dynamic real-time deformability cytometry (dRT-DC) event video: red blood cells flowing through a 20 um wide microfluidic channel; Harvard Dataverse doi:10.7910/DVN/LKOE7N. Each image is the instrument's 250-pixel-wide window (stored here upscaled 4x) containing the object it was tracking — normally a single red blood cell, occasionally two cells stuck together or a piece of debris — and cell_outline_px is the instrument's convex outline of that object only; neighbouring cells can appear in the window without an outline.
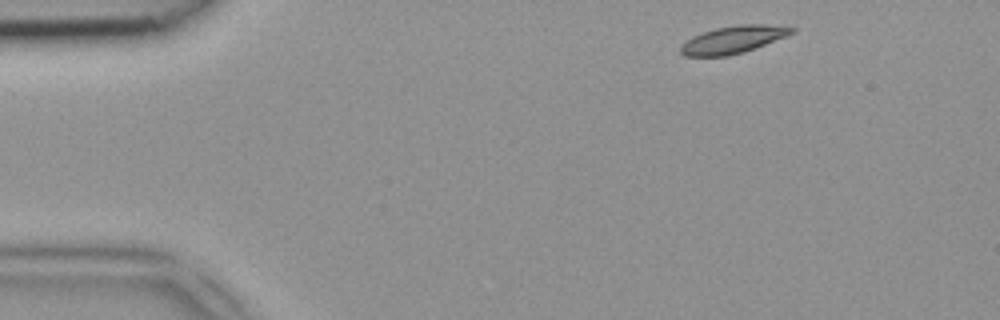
{"species": "common noctule bat (a hibernating species)", "species_latin": "Nyctalus noctula", "temperature_condition": "room temperature", "stored_images_in_passage": 43, "camera_frame_rate_fps": 3000, "um_per_image_px": 0.085, "animal": {"sex": "female", "body_mass_g": 18.4}, "frame": {"image": 1, "passage_image": 2, "time_ms": 0.333, "image_size_px": [1000, 320], "cell_outline_px": [[796, 32], [744, 52], [728, 56], [684, 56], [680, 52], [680, 44], [692, 36], [716, 28], [740, 24], [764, 24], [796, 28]], "centroid_in_image_um": [62.29, 3.37], "position_along_channel_um": 22.7, "area_um2": 17.69}}
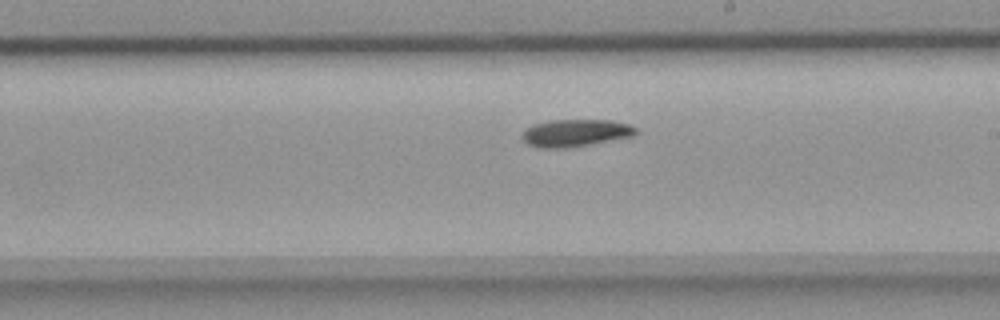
{"frame": {"image": 2, "passage_image": 23, "time_ms": 7.333, "image_size_px": [1000, 320], "cell_outline_px": [[636, 132], [632, 136], [572, 148], [540, 148], [528, 144], [520, 136], [524, 128], [532, 124], [548, 120], [612, 120], [628, 124], [636, 128]], "centroid_in_image_um": [48.85, 11.3], "position_along_channel_um": 240.2, "area_um2": 18.32}}
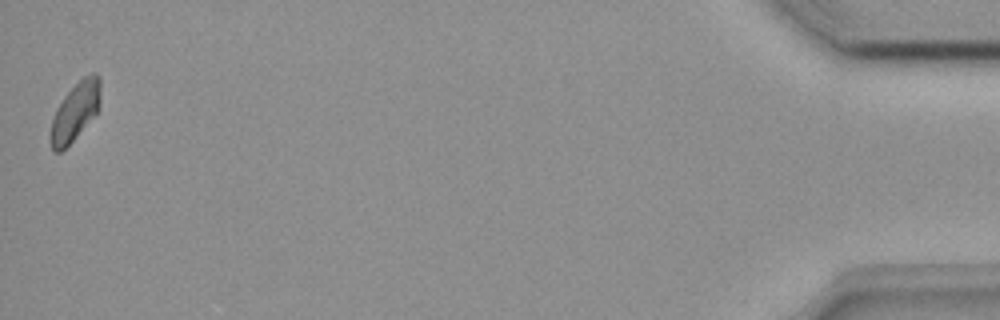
{"frame": {"image": 3, "passage_image": 43, "time_ms": 14.0, "image_size_px": [1000, 320], "cell_outline_px": [[100, 104], [96, 112], [76, 136], [60, 152], [52, 152], [52, 120], [56, 108], [64, 96], [84, 76], [92, 72], [96, 72], [100, 76]], "centroid_in_image_um": [6.42, 9.42], "position_along_channel_um": 428.8, "area_um2": 16.36}}